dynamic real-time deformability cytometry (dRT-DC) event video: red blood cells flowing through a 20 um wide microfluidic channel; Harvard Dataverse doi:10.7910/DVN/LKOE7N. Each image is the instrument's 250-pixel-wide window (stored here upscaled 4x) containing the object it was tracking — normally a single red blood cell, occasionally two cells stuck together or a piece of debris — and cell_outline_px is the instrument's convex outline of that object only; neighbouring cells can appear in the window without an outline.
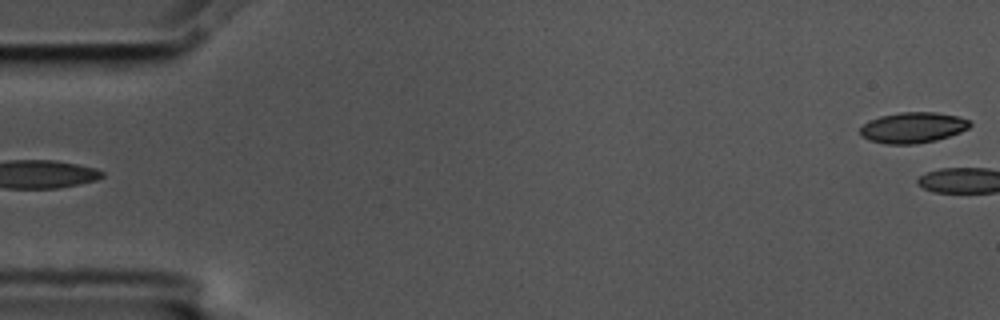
{"species": "common noctule bat (a hibernating species)", "species_latin": "Nyctalus noctula", "temperature_condition": "cold", "stored_images_in_passage": 5, "segment_of_instrument_passage": [2, 2], "camera_frame_rate_fps": 3000, "um_per_image_px": 0.085, "animal": {"sex": "male", "body_mass_g": 17.5, "forearm_length_mm": 52.3}, "frame": {"image": 1, "passage_image": 5, "time_ms": 1.333, "image_size_px": [1000, 320], "cell_outline_px": [[972, 124], [968, 128], [960, 132], [936, 140], [916, 144], [884, 144], [868, 140], [860, 136], [860, 128], [868, 120], [880, 116], [900, 112], [936, 112], [960, 116], [968, 120]], "centroid_in_image_um": [77.57, 10.84], "position_along_channel_um": 7.4, "area_um2": 19.83}}